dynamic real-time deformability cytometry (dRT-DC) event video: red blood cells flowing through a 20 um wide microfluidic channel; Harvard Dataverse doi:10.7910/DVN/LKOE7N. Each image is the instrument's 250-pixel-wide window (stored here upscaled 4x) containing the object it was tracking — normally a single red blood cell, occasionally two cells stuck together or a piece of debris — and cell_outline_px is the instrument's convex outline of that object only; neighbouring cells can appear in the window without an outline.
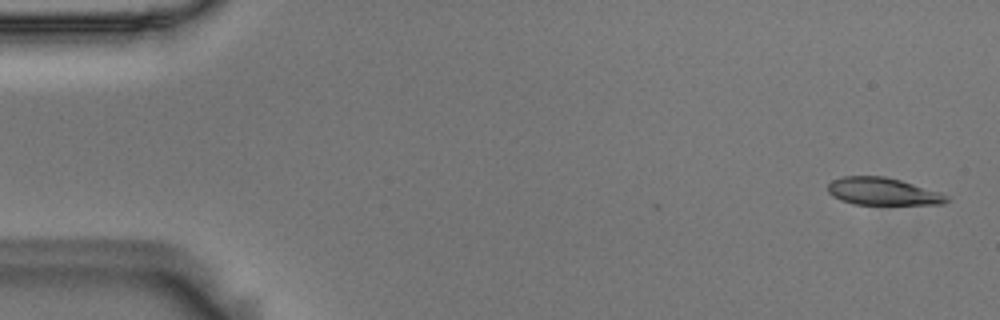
{"species": "Egyptian fruit bat (a non-hibernating species)", "species_latin": "Rousettus aegyptiacus", "temperature_condition": "room temperature", "stored_images_in_passage": 5, "camera_frame_rate_fps": 3000, "um_per_image_px": 0.085, "animal": {"sex": "male"}, "frame": {"image": 1, "passage_image": 1, "time_ms": 0.0, "image_size_px": [1000, 320], "cell_outline_px": [[948, 200], [944, 204], [852, 204], [840, 200], [832, 196], [828, 192], [828, 184], [832, 180], [844, 176], [884, 176], [900, 180], [940, 192], [948, 196]], "centroid_in_image_um": [75.0, 16.27], "position_along_channel_um": 10.0, "area_um2": 18.9}}
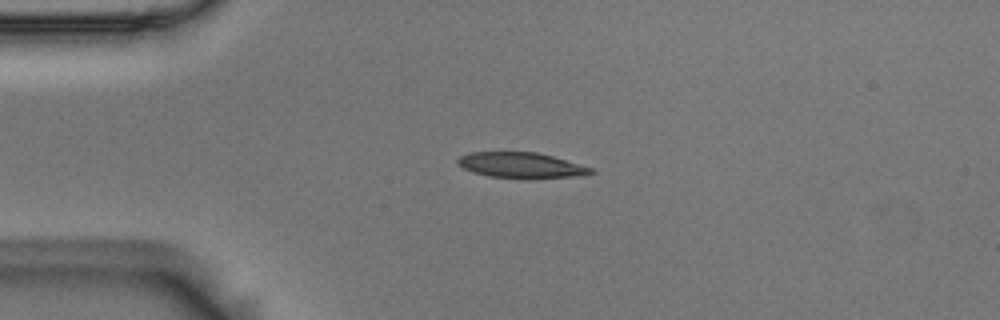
{"frame": {"image": 2, "passage_image": 4, "time_ms": 1.0, "image_size_px": [1000, 320], "cell_outline_px": [[596, 172], [584, 176], [536, 180], [528, 180], [488, 176], [472, 172], [456, 164], [456, 160], [460, 156], [468, 152], [536, 152], [552, 156], [596, 168]], "centroid_in_image_um": [44.38, 14.08], "position_along_channel_um": 40.6, "area_um2": 20.75}}